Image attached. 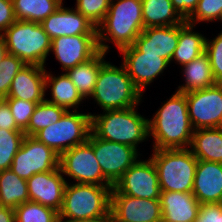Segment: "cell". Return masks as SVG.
Returning a JSON list of instances; mask_svg holds the SVG:
<instances>
[{"instance_id": "cell-1", "label": "cell", "mask_w": 222, "mask_h": 222, "mask_svg": "<svg viewBox=\"0 0 222 222\" xmlns=\"http://www.w3.org/2000/svg\"><path fill=\"white\" fill-rule=\"evenodd\" d=\"M148 119L153 149H186L190 147L193 127L189 120L187 99L176 92Z\"/></svg>"}, {"instance_id": "cell-2", "label": "cell", "mask_w": 222, "mask_h": 222, "mask_svg": "<svg viewBox=\"0 0 222 222\" xmlns=\"http://www.w3.org/2000/svg\"><path fill=\"white\" fill-rule=\"evenodd\" d=\"M144 30L141 0H111L104 21L97 27L99 50L108 53L113 42L117 49L133 45Z\"/></svg>"}, {"instance_id": "cell-3", "label": "cell", "mask_w": 222, "mask_h": 222, "mask_svg": "<svg viewBox=\"0 0 222 222\" xmlns=\"http://www.w3.org/2000/svg\"><path fill=\"white\" fill-rule=\"evenodd\" d=\"M137 106L91 114V132L98 138L134 147L149 137L148 119L139 114Z\"/></svg>"}, {"instance_id": "cell-4", "label": "cell", "mask_w": 222, "mask_h": 222, "mask_svg": "<svg viewBox=\"0 0 222 222\" xmlns=\"http://www.w3.org/2000/svg\"><path fill=\"white\" fill-rule=\"evenodd\" d=\"M112 187L67 182L59 220L72 222L80 219L111 218Z\"/></svg>"}, {"instance_id": "cell-5", "label": "cell", "mask_w": 222, "mask_h": 222, "mask_svg": "<svg viewBox=\"0 0 222 222\" xmlns=\"http://www.w3.org/2000/svg\"><path fill=\"white\" fill-rule=\"evenodd\" d=\"M104 111L132 108L142 101L141 92L134 86L123 65L110 62L101 65L95 89L90 96Z\"/></svg>"}, {"instance_id": "cell-6", "label": "cell", "mask_w": 222, "mask_h": 222, "mask_svg": "<svg viewBox=\"0 0 222 222\" xmlns=\"http://www.w3.org/2000/svg\"><path fill=\"white\" fill-rule=\"evenodd\" d=\"M0 37L8 54L20 58L26 65L45 67L52 40L40 23L16 20Z\"/></svg>"}, {"instance_id": "cell-7", "label": "cell", "mask_w": 222, "mask_h": 222, "mask_svg": "<svg viewBox=\"0 0 222 222\" xmlns=\"http://www.w3.org/2000/svg\"><path fill=\"white\" fill-rule=\"evenodd\" d=\"M151 159L161 191L192 193L198 159L189 148L153 149Z\"/></svg>"}, {"instance_id": "cell-8", "label": "cell", "mask_w": 222, "mask_h": 222, "mask_svg": "<svg viewBox=\"0 0 222 222\" xmlns=\"http://www.w3.org/2000/svg\"><path fill=\"white\" fill-rule=\"evenodd\" d=\"M77 111H66L57 122L39 130L33 137L59 155L85 143L91 132V113Z\"/></svg>"}, {"instance_id": "cell-9", "label": "cell", "mask_w": 222, "mask_h": 222, "mask_svg": "<svg viewBox=\"0 0 222 222\" xmlns=\"http://www.w3.org/2000/svg\"><path fill=\"white\" fill-rule=\"evenodd\" d=\"M59 168L62 174L78 184L113 186L103 175L92 148V132L85 143L77 145L60 155Z\"/></svg>"}, {"instance_id": "cell-10", "label": "cell", "mask_w": 222, "mask_h": 222, "mask_svg": "<svg viewBox=\"0 0 222 222\" xmlns=\"http://www.w3.org/2000/svg\"><path fill=\"white\" fill-rule=\"evenodd\" d=\"M60 155L33 136L25 135L15 154L11 170L20 178L29 179L37 173L59 168Z\"/></svg>"}, {"instance_id": "cell-11", "label": "cell", "mask_w": 222, "mask_h": 222, "mask_svg": "<svg viewBox=\"0 0 222 222\" xmlns=\"http://www.w3.org/2000/svg\"><path fill=\"white\" fill-rule=\"evenodd\" d=\"M184 94L194 130L222 127V83Z\"/></svg>"}, {"instance_id": "cell-12", "label": "cell", "mask_w": 222, "mask_h": 222, "mask_svg": "<svg viewBox=\"0 0 222 222\" xmlns=\"http://www.w3.org/2000/svg\"><path fill=\"white\" fill-rule=\"evenodd\" d=\"M92 148L104 177L113 186L140 155L134 147L100 139L93 133Z\"/></svg>"}, {"instance_id": "cell-13", "label": "cell", "mask_w": 222, "mask_h": 222, "mask_svg": "<svg viewBox=\"0 0 222 222\" xmlns=\"http://www.w3.org/2000/svg\"><path fill=\"white\" fill-rule=\"evenodd\" d=\"M111 193L144 199H159L161 189L152 159L137 160L115 183Z\"/></svg>"}, {"instance_id": "cell-14", "label": "cell", "mask_w": 222, "mask_h": 222, "mask_svg": "<svg viewBox=\"0 0 222 222\" xmlns=\"http://www.w3.org/2000/svg\"><path fill=\"white\" fill-rule=\"evenodd\" d=\"M112 222H162L159 199H144L111 193Z\"/></svg>"}, {"instance_id": "cell-15", "label": "cell", "mask_w": 222, "mask_h": 222, "mask_svg": "<svg viewBox=\"0 0 222 222\" xmlns=\"http://www.w3.org/2000/svg\"><path fill=\"white\" fill-rule=\"evenodd\" d=\"M119 52L123 55L122 65L142 95L144 88L151 84L156 77L161 76L166 67L170 65L159 55L143 54L133 45L124 47Z\"/></svg>"}, {"instance_id": "cell-16", "label": "cell", "mask_w": 222, "mask_h": 222, "mask_svg": "<svg viewBox=\"0 0 222 222\" xmlns=\"http://www.w3.org/2000/svg\"><path fill=\"white\" fill-rule=\"evenodd\" d=\"M97 35L60 36L52 39L51 51L63 71L86 62L99 52Z\"/></svg>"}, {"instance_id": "cell-17", "label": "cell", "mask_w": 222, "mask_h": 222, "mask_svg": "<svg viewBox=\"0 0 222 222\" xmlns=\"http://www.w3.org/2000/svg\"><path fill=\"white\" fill-rule=\"evenodd\" d=\"M60 168L37 173L27 179L28 195L31 202L51 207L59 212L62 208L67 181Z\"/></svg>"}, {"instance_id": "cell-18", "label": "cell", "mask_w": 222, "mask_h": 222, "mask_svg": "<svg viewBox=\"0 0 222 222\" xmlns=\"http://www.w3.org/2000/svg\"><path fill=\"white\" fill-rule=\"evenodd\" d=\"M41 25L51 40L60 36L97 35V28L85 16L63 3Z\"/></svg>"}, {"instance_id": "cell-19", "label": "cell", "mask_w": 222, "mask_h": 222, "mask_svg": "<svg viewBox=\"0 0 222 222\" xmlns=\"http://www.w3.org/2000/svg\"><path fill=\"white\" fill-rule=\"evenodd\" d=\"M179 40V24L144 28L133 46L143 54L159 55L169 64Z\"/></svg>"}, {"instance_id": "cell-20", "label": "cell", "mask_w": 222, "mask_h": 222, "mask_svg": "<svg viewBox=\"0 0 222 222\" xmlns=\"http://www.w3.org/2000/svg\"><path fill=\"white\" fill-rule=\"evenodd\" d=\"M192 194L200 204L222 203V163L197 161Z\"/></svg>"}, {"instance_id": "cell-21", "label": "cell", "mask_w": 222, "mask_h": 222, "mask_svg": "<svg viewBox=\"0 0 222 222\" xmlns=\"http://www.w3.org/2000/svg\"><path fill=\"white\" fill-rule=\"evenodd\" d=\"M45 67L26 65L11 82L6 98H18L23 101L41 103L45 100Z\"/></svg>"}, {"instance_id": "cell-22", "label": "cell", "mask_w": 222, "mask_h": 222, "mask_svg": "<svg viewBox=\"0 0 222 222\" xmlns=\"http://www.w3.org/2000/svg\"><path fill=\"white\" fill-rule=\"evenodd\" d=\"M162 222H195L200 203L192 193L161 191Z\"/></svg>"}, {"instance_id": "cell-23", "label": "cell", "mask_w": 222, "mask_h": 222, "mask_svg": "<svg viewBox=\"0 0 222 222\" xmlns=\"http://www.w3.org/2000/svg\"><path fill=\"white\" fill-rule=\"evenodd\" d=\"M189 149L198 160L222 163V127L194 130Z\"/></svg>"}, {"instance_id": "cell-24", "label": "cell", "mask_w": 222, "mask_h": 222, "mask_svg": "<svg viewBox=\"0 0 222 222\" xmlns=\"http://www.w3.org/2000/svg\"><path fill=\"white\" fill-rule=\"evenodd\" d=\"M182 70L181 72H184L185 83L178 86L176 92L187 93L217 84L212 72L209 56L205 52L190 63L183 65Z\"/></svg>"}, {"instance_id": "cell-25", "label": "cell", "mask_w": 222, "mask_h": 222, "mask_svg": "<svg viewBox=\"0 0 222 222\" xmlns=\"http://www.w3.org/2000/svg\"><path fill=\"white\" fill-rule=\"evenodd\" d=\"M50 86L52 97L49 100L45 98V100L64 108L66 111H69L70 108H73V111L76 110L78 105L84 100L66 73L56 77L46 70L45 90Z\"/></svg>"}, {"instance_id": "cell-26", "label": "cell", "mask_w": 222, "mask_h": 222, "mask_svg": "<svg viewBox=\"0 0 222 222\" xmlns=\"http://www.w3.org/2000/svg\"><path fill=\"white\" fill-rule=\"evenodd\" d=\"M106 54L99 51L86 62L80 63L65 72L84 99H88L94 92L101 65L106 61L104 59Z\"/></svg>"}, {"instance_id": "cell-27", "label": "cell", "mask_w": 222, "mask_h": 222, "mask_svg": "<svg viewBox=\"0 0 222 222\" xmlns=\"http://www.w3.org/2000/svg\"><path fill=\"white\" fill-rule=\"evenodd\" d=\"M195 26L186 22L179 24V40L171 61H176L181 66L190 63L205 52L204 35L193 32Z\"/></svg>"}, {"instance_id": "cell-28", "label": "cell", "mask_w": 222, "mask_h": 222, "mask_svg": "<svg viewBox=\"0 0 222 222\" xmlns=\"http://www.w3.org/2000/svg\"><path fill=\"white\" fill-rule=\"evenodd\" d=\"M144 28L174 26L185 20L174 9L171 0H141Z\"/></svg>"}, {"instance_id": "cell-29", "label": "cell", "mask_w": 222, "mask_h": 222, "mask_svg": "<svg viewBox=\"0 0 222 222\" xmlns=\"http://www.w3.org/2000/svg\"><path fill=\"white\" fill-rule=\"evenodd\" d=\"M30 201L27 181L11 169L0 171V206L15 209Z\"/></svg>"}, {"instance_id": "cell-30", "label": "cell", "mask_w": 222, "mask_h": 222, "mask_svg": "<svg viewBox=\"0 0 222 222\" xmlns=\"http://www.w3.org/2000/svg\"><path fill=\"white\" fill-rule=\"evenodd\" d=\"M16 20L42 23L54 13L63 0H12Z\"/></svg>"}, {"instance_id": "cell-31", "label": "cell", "mask_w": 222, "mask_h": 222, "mask_svg": "<svg viewBox=\"0 0 222 222\" xmlns=\"http://www.w3.org/2000/svg\"><path fill=\"white\" fill-rule=\"evenodd\" d=\"M66 110L46 100L38 103L32 114L25 135L33 136L39 130L57 122Z\"/></svg>"}, {"instance_id": "cell-32", "label": "cell", "mask_w": 222, "mask_h": 222, "mask_svg": "<svg viewBox=\"0 0 222 222\" xmlns=\"http://www.w3.org/2000/svg\"><path fill=\"white\" fill-rule=\"evenodd\" d=\"M15 222H57L59 212L36 202H25L15 209Z\"/></svg>"}, {"instance_id": "cell-33", "label": "cell", "mask_w": 222, "mask_h": 222, "mask_svg": "<svg viewBox=\"0 0 222 222\" xmlns=\"http://www.w3.org/2000/svg\"><path fill=\"white\" fill-rule=\"evenodd\" d=\"M25 133L22 130L0 128V171L11 168L13 158L18 152Z\"/></svg>"}, {"instance_id": "cell-34", "label": "cell", "mask_w": 222, "mask_h": 222, "mask_svg": "<svg viewBox=\"0 0 222 222\" xmlns=\"http://www.w3.org/2000/svg\"><path fill=\"white\" fill-rule=\"evenodd\" d=\"M25 66L26 64L15 55L7 54L3 58L0 65V99L8 96L12 80Z\"/></svg>"}, {"instance_id": "cell-35", "label": "cell", "mask_w": 222, "mask_h": 222, "mask_svg": "<svg viewBox=\"0 0 222 222\" xmlns=\"http://www.w3.org/2000/svg\"><path fill=\"white\" fill-rule=\"evenodd\" d=\"M111 0H76L75 9L96 28L104 21Z\"/></svg>"}, {"instance_id": "cell-36", "label": "cell", "mask_w": 222, "mask_h": 222, "mask_svg": "<svg viewBox=\"0 0 222 222\" xmlns=\"http://www.w3.org/2000/svg\"><path fill=\"white\" fill-rule=\"evenodd\" d=\"M222 13V0H199L196 10L186 20L191 25L200 22L219 20Z\"/></svg>"}, {"instance_id": "cell-37", "label": "cell", "mask_w": 222, "mask_h": 222, "mask_svg": "<svg viewBox=\"0 0 222 222\" xmlns=\"http://www.w3.org/2000/svg\"><path fill=\"white\" fill-rule=\"evenodd\" d=\"M4 100L11 110L17 127L24 132L38 103L18 98H4Z\"/></svg>"}, {"instance_id": "cell-38", "label": "cell", "mask_w": 222, "mask_h": 222, "mask_svg": "<svg viewBox=\"0 0 222 222\" xmlns=\"http://www.w3.org/2000/svg\"><path fill=\"white\" fill-rule=\"evenodd\" d=\"M205 53L209 56L210 65L217 83H222V32L214 39L205 41Z\"/></svg>"}, {"instance_id": "cell-39", "label": "cell", "mask_w": 222, "mask_h": 222, "mask_svg": "<svg viewBox=\"0 0 222 222\" xmlns=\"http://www.w3.org/2000/svg\"><path fill=\"white\" fill-rule=\"evenodd\" d=\"M222 203L200 204L195 222H221Z\"/></svg>"}, {"instance_id": "cell-40", "label": "cell", "mask_w": 222, "mask_h": 222, "mask_svg": "<svg viewBox=\"0 0 222 222\" xmlns=\"http://www.w3.org/2000/svg\"><path fill=\"white\" fill-rule=\"evenodd\" d=\"M16 21L13 1L0 0V36Z\"/></svg>"}, {"instance_id": "cell-41", "label": "cell", "mask_w": 222, "mask_h": 222, "mask_svg": "<svg viewBox=\"0 0 222 222\" xmlns=\"http://www.w3.org/2000/svg\"><path fill=\"white\" fill-rule=\"evenodd\" d=\"M0 128L5 130H20L4 99H0Z\"/></svg>"}, {"instance_id": "cell-42", "label": "cell", "mask_w": 222, "mask_h": 222, "mask_svg": "<svg viewBox=\"0 0 222 222\" xmlns=\"http://www.w3.org/2000/svg\"><path fill=\"white\" fill-rule=\"evenodd\" d=\"M199 0H171L174 9L178 14L187 20L196 10Z\"/></svg>"}, {"instance_id": "cell-43", "label": "cell", "mask_w": 222, "mask_h": 222, "mask_svg": "<svg viewBox=\"0 0 222 222\" xmlns=\"http://www.w3.org/2000/svg\"><path fill=\"white\" fill-rule=\"evenodd\" d=\"M0 222H15V210L0 206Z\"/></svg>"}, {"instance_id": "cell-44", "label": "cell", "mask_w": 222, "mask_h": 222, "mask_svg": "<svg viewBox=\"0 0 222 222\" xmlns=\"http://www.w3.org/2000/svg\"><path fill=\"white\" fill-rule=\"evenodd\" d=\"M72 222H112L111 218H90V219H80Z\"/></svg>"}, {"instance_id": "cell-45", "label": "cell", "mask_w": 222, "mask_h": 222, "mask_svg": "<svg viewBox=\"0 0 222 222\" xmlns=\"http://www.w3.org/2000/svg\"><path fill=\"white\" fill-rule=\"evenodd\" d=\"M7 48L5 46L4 40L0 37V65L3 58L7 55Z\"/></svg>"}, {"instance_id": "cell-46", "label": "cell", "mask_w": 222, "mask_h": 222, "mask_svg": "<svg viewBox=\"0 0 222 222\" xmlns=\"http://www.w3.org/2000/svg\"><path fill=\"white\" fill-rule=\"evenodd\" d=\"M219 20L222 22V13H221V16H220Z\"/></svg>"}]
</instances>
